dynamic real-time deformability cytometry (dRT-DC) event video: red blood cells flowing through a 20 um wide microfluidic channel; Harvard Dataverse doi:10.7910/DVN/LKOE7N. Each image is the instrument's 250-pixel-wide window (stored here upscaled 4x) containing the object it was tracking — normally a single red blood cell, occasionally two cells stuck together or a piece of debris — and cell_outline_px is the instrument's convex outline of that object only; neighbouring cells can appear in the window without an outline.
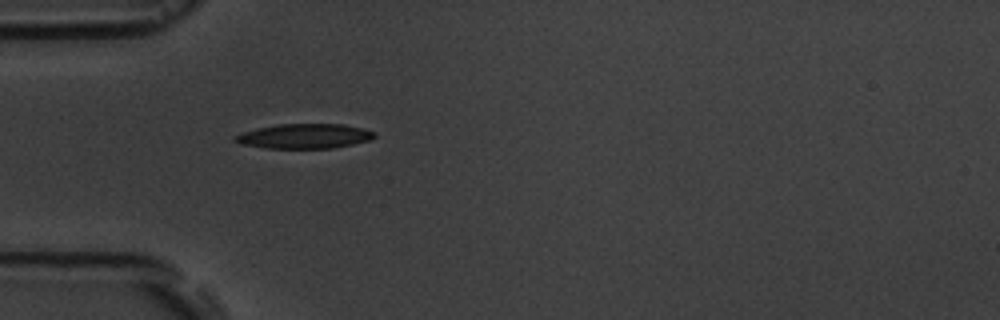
{"species": "common noctule bat (a hibernating species)", "species_latin": "Nyctalus noctula", "temperature_condition": "room temperature", "stored_images_in_passage": 4, "camera_frame_rate_fps": 3000, "um_per_image_px": 0.085, "animal": {"sex": "male", "body_mass_g": 19.5, "forearm_length_mm": 54.6}, "frame": {"image": 1, "passage_image": 4, "time_ms": 4.0, "image_size_px": [1000, 320], "cell_outline_px": [[376, 136], [372, 140], [332, 148], [264, 148], [240, 144], [232, 140], [232, 136], [256, 128], [280, 124], [344, 124], [364, 128], [376, 132]], "centroid_in_image_um": [25.88, 11.57], "position_along_channel_um": 59.1, "area_um2": 20.29}}